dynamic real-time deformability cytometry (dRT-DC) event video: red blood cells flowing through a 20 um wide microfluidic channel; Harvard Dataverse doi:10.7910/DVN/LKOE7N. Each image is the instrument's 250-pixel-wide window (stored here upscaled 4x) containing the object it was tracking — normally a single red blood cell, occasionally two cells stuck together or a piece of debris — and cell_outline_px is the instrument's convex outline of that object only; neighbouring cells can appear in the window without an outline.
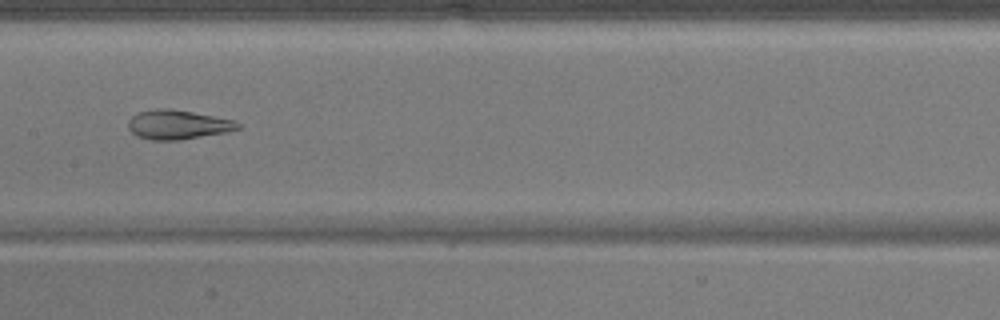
{"species": "common noctule bat (a hibernating species)", "species_latin": "Nyctalus noctula", "temperature_condition": "warm", "stored_images_in_passage": 50, "camera_frame_rate_fps": 3000, "um_per_image_px": 0.085, "animal": {"sex": "male", "body_mass_g": 17.9}, "frame": {"image": 1, "passage_image": 26, "time_ms": 8.333, "image_size_px": [1000, 320], "cell_outline_px": [[240, 128], [224, 132], [180, 140], [152, 140], [136, 136], [128, 128], [128, 120], [132, 116], [140, 112], [156, 108], [168, 108], [192, 112], [232, 120], [240, 124]], "centroid_in_image_um": [15.05, 10.6], "position_along_channel_um": 192.3, "area_um2": 18.44}}
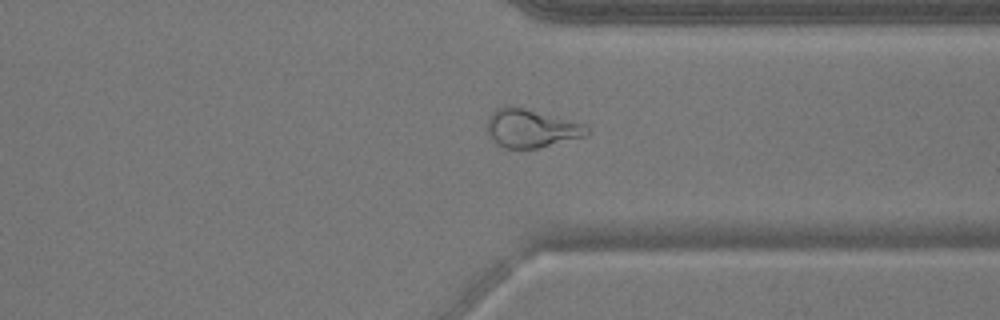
{"frame": {"image": 2, "passage_image": 39, "time_ms": 12.667, "image_size_px": [1000, 320], "cell_outline_px": [[592, 132], [588, 136], [536, 148], [504, 148], [496, 144], [488, 136], [488, 116], [496, 108], [512, 104], [588, 124]], "centroid_in_image_um": [45.2, 10.88], "position_along_channel_um": 366.2, "area_um2": 22.95}}
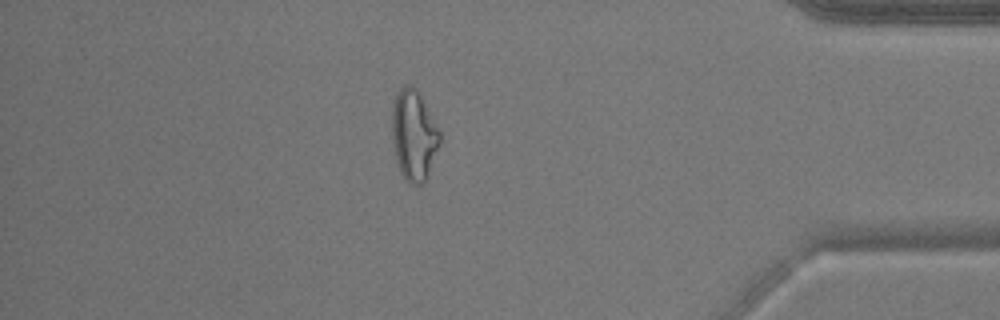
{"frame": {"image": 3, "passage_image": 44, "time_ms": 14.333, "image_size_px": [1000, 320], "cell_outline_px": [[440, 144], [428, 176], [424, 184], [412, 184], [404, 180], [400, 172], [396, 160], [392, 144], [392, 104], [400, 88], [404, 84], [408, 84], [416, 88], [440, 132]], "centroid_in_image_um": [35.16, 11.53], "position_along_channel_um": 400.0, "area_um2": 25.32}}